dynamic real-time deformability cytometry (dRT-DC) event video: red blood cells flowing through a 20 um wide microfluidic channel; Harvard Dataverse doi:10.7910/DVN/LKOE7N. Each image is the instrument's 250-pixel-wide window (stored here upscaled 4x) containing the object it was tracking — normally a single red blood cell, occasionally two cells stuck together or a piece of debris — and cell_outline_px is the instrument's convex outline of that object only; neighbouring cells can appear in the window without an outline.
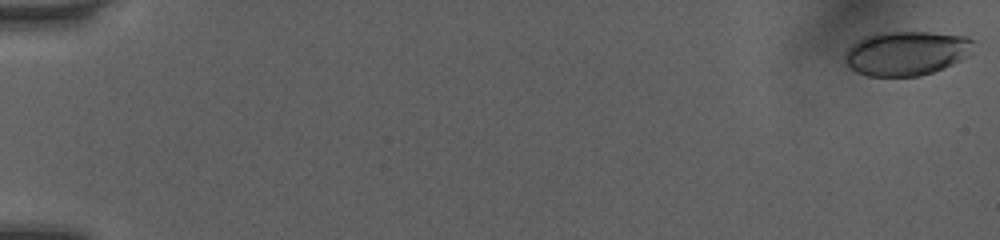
{"species": "human", "species_latin": "Homo sapiens", "temperature_condition": "room temperature", "stored_images_in_passage": 52, "camera_frame_rate_fps": 3000, "um_per_image_px": 0.085, "donor": {"sex": "female"}, "frame": {"image": 1, "passage_image": 1, "time_ms": 0.0, "image_size_px": [1000, 240], "cell_outline_px": [[972, 52], [968, 56], [952, 64], [932, 72], [916, 76], [868, 76], [856, 72], [844, 60], [844, 52], [856, 40], [864, 36], [880, 32], [932, 32], [968, 36], [972, 40]], "centroid_in_image_um": [77.02, 4.51], "position_along_channel_um": 8.0, "area_um2": 33.29}}
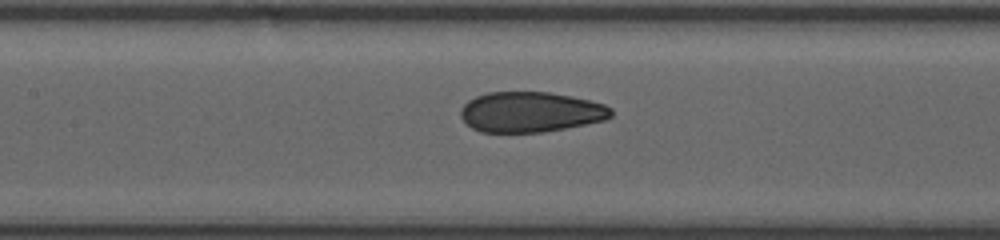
{"frame": {"image": 2, "passage_image": 26, "time_ms": 8.333, "image_size_px": [1000, 240], "cell_outline_px": [[612, 116], [604, 120], [544, 132], [480, 132], [472, 128], [460, 116], [460, 108], [468, 100], [476, 96], [488, 92], [548, 92], [572, 96], [604, 104], [612, 108]], "centroid_in_image_um": [45.08, 9.51], "position_along_channel_um": 162.3, "area_um2": 35.32}}
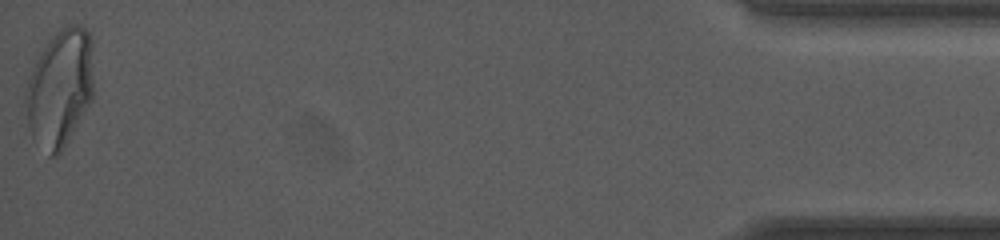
{"frame": {"image": 3, "passage_image": 52, "time_ms": 17.0, "image_size_px": [1000, 240], "cell_outline_px": [[92, 100], [60, 156], [48, 156], [32, 136], [28, 128], [24, 100], [24, 92], [28, 76], [40, 52], [48, 40], [60, 28], [68, 24], [80, 24], [88, 32], [92, 40]], "centroid_in_image_um": [5.07, 7.5], "position_along_channel_um": 430.1, "area_um2": 47.28}, "authors_computed_cell_mechanics": {"area_um2": 35.7493, "velocity_mm_per_s": 4.079, "shape_relaxation_time_tau1_ms": 6.3129, "shape_relaxation_time_tau2_ms": 0.8377, "deformation_change_tau1": 0.1857, "deformation_change_tau2": 0.0615}}